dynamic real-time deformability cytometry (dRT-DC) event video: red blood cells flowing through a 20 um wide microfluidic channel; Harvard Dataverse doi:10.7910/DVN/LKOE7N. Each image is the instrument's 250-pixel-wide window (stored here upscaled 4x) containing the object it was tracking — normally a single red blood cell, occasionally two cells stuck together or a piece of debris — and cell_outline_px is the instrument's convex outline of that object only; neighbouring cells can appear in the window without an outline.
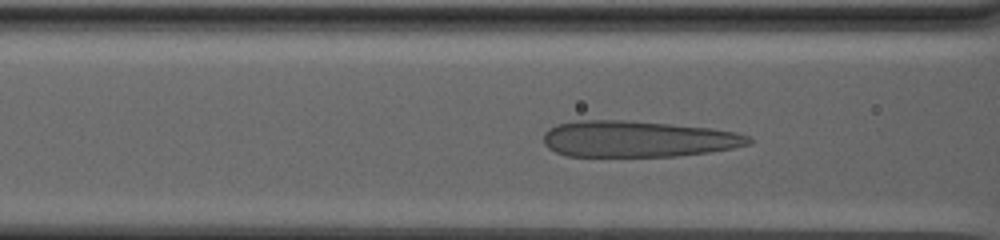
{"species": "human", "species_latin": "Homo sapiens", "temperature_condition": "warm", "stored_images_in_passage": 60, "camera_frame_rate_fps": 3000, "um_per_image_px": 0.085, "donor": {"sex": "male"}, "frame": {"image": 1, "passage_image": 28, "time_ms": 9.0, "image_size_px": [1000, 240], "cell_outline_px": [[752, 144], [732, 148], [708, 152], [676, 156], [568, 156], [556, 152], [548, 148], [544, 144], [544, 132], [548, 128], [556, 124], [576, 120], [624, 120], [668, 124], [708, 128], [736, 132], [748, 136], [752, 140]], "centroid_in_image_um": [54.17, 11.81], "position_along_channel_um": 112.4, "area_um2": 43.29}}
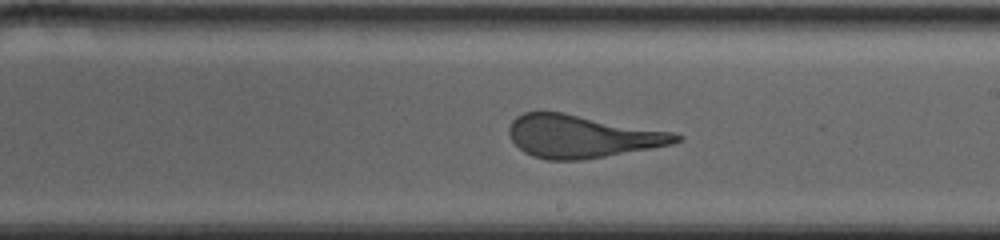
{"frame": {"image": 2, "passage_image": 43, "time_ms": 14.0, "image_size_px": [1000, 240], "cell_outline_px": [[684, 140], [672, 144], [652, 148], [580, 160], [548, 160], [532, 156], [524, 152], [512, 140], [508, 132], [508, 128], [512, 120], [516, 116], [524, 112], [564, 112], [676, 132], [684, 136]], "centroid_in_image_um": [49.5, 11.58], "position_along_channel_um": 239.5, "area_um2": 41.85}}
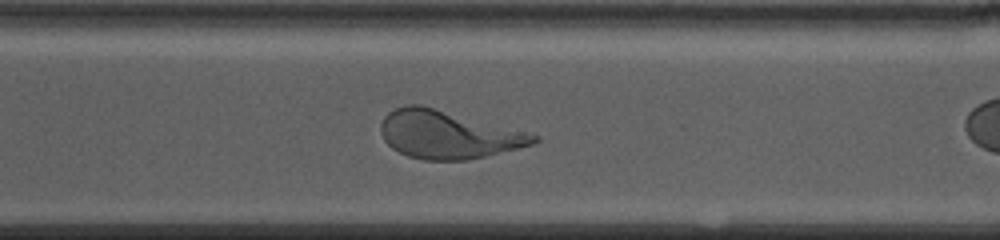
{"frame": {"image": 3, "passage_image": 54, "time_ms": 17.667, "image_size_px": [1000, 240], "cell_outline_px": [[540, 140], [532, 144], [468, 160], [424, 160], [408, 156], [392, 148], [384, 140], [380, 132], [380, 124], [384, 116], [388, 112], [396, 108], [408, 104], [420, 104], [540, 136]], "centroid_in_image_um": [38.01, 11.44], "position_along_channel_um": 332.6, "area_um2": 42.08}}